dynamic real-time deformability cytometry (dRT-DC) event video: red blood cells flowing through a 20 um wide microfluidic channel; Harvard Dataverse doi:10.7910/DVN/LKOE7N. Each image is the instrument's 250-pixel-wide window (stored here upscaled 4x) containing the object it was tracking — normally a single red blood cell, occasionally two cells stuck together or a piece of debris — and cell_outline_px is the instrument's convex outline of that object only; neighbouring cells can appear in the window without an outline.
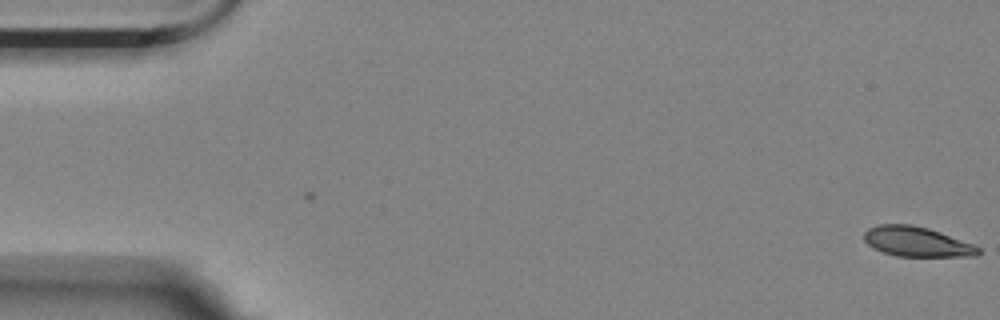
{"species": "Egyptian fruit bat (a non-hibernating species)", "species_latin": "Rousettus aegyptiacus", "temperature_condition": "room temperature", "stored_images_in_passage": 4, "camera_frame_rate_fps": 3000, "um_per_image_px": 0.085, "animal": {"sex": "female"}, "frame": {"image": 1, "passage_image": 4, "time_ms": 1.0, "image_size_px": [1000, 320], "cell_outline_px": [[980, 252], [976, 256], [896, 256], [872, 248], [864, 240], [864, 232], [868, 228], [876, 224], [912, 224], [928, 228], [940, 232], [972, 244], [980, 248]], "centroid_in_image_um": [77.88, 20.53], "position_along_channel_um": 7.1, "area_um2": 19.83}}